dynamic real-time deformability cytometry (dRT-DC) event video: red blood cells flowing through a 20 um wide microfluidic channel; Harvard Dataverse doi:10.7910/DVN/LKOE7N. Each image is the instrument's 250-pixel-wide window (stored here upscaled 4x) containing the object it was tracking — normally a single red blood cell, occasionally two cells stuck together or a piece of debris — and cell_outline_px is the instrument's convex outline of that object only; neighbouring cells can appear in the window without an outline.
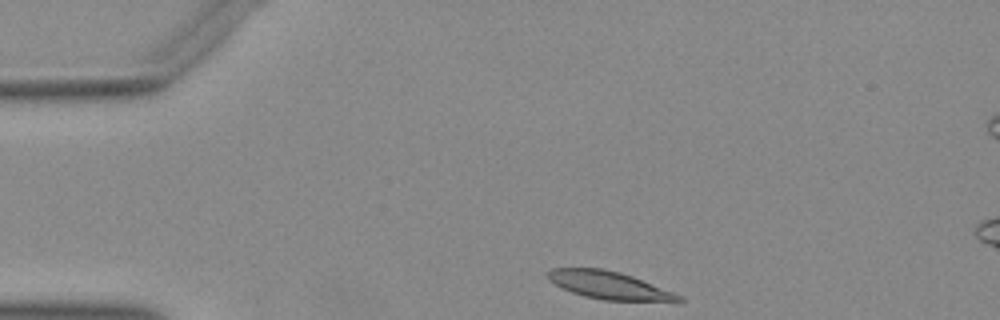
{"species": "Egyptian fruit bat (a non-hibernating species)", "species_latin": "Rousettus aegyptiacus", "temperature_condition": "warm", "stored_images_in_passage": 35, "camera_frame_rate_fps": 3000, "um_per_image_px": 0.085, "animal": {"sex": "female"}, "frame": {"image": 1, "passage_image": 1, "time_ms": 0.0, "image_size_px": [1000, 320], "cell_outline_px": [[684, 300], [604, 300], [584, 296], [572, 292], [548, 280], [548, 272], [552, 268], [604, 268], [620, 272], [632, 276], [684, 296]], "centroid_in_image_um": [51.74, 24.22], "position_along_channel_um": 33.3, "area_um2": 20.63}}
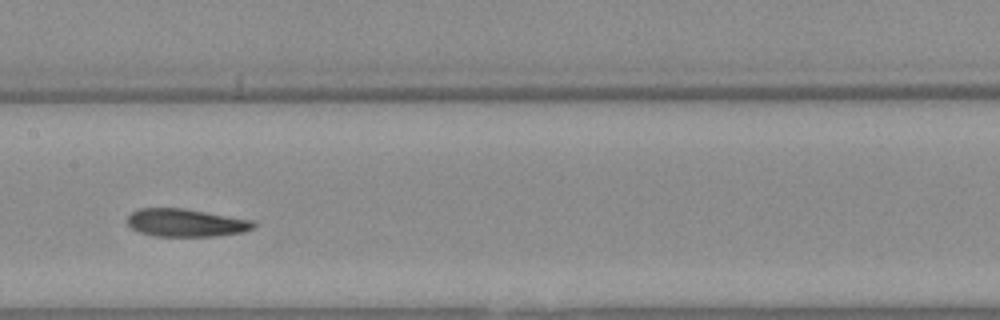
{"frame": {"image": 2, "passage_image": 17, "time_ms": 5.333, "image_size_px": [1000, 320], "cell_outline_px": [[256, 228], [244, 232], [216, 236], [156, 236], [140, 232], [132, 228], [128, 224], [128, 216], [132, 212], [140, 208], [184, 208], [252, 220], [256, 224]], "centroid_in_image_um": [15.83, 18.93], "position_along_channel_um": 191.6, "area_um2": 20.46}}
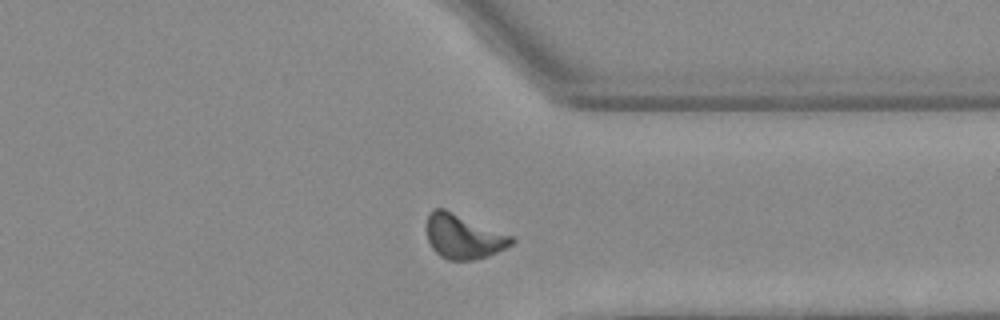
{"frame": {"image": 3, "passage_image": 31, "time_ms": 10.0, "image_size_px": [1000, 320], "cell_outline_px": [[516, 240], [512, 244], [488, 256], [472, 260], [448, 260], [440, 256], [432, 248], [428, 240], [428, 216], [436, 208], [444, 208], [512, 236]], "centroid_in_image_um": [39.4, 20.12], "position_along_channel_um": 372.0, "area_um2": 21.56}}